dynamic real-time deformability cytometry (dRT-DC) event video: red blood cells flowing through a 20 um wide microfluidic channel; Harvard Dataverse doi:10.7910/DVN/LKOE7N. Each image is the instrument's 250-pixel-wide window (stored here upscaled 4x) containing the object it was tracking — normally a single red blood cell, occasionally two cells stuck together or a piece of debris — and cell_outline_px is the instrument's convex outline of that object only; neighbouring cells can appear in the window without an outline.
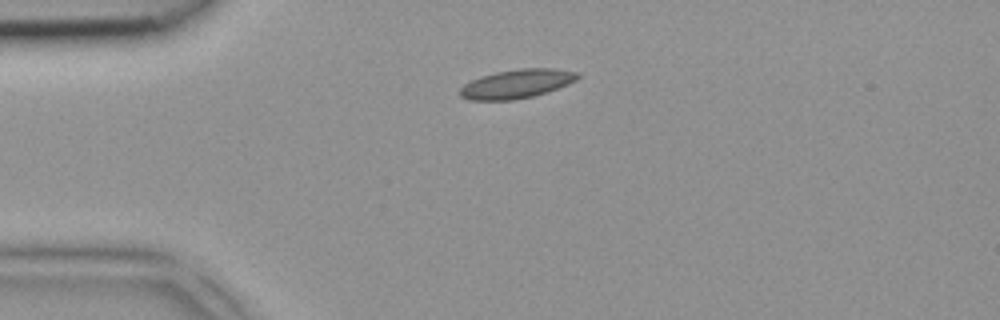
{"species": "common noctule bat (a hibernating species)", "species_latin": "Nyctalus noctula", "temperature_condition": "room temperature", "stored_images_in_passage": 2, "camera_frame_rate_fps": 3000, "um_per_image_px": 0.085, "animal": {"sex": "female", "body_mass_g": 18.4}, "frame": {"image": 1, "passage_image": 1, "time_ms": 0.0, "image_size_px": [1000, 320], "cell_outline_px": [[580, 76], [576, 80], [568, 84], [532, 96], [512, 100], [468, 100], [460, 96], [460, 88], [464, 84], [480, 76], [496, 72], [520, 68], [552, 68], [580, 72]], "centroid_in_image_um": [43.91, 7.11], "position_along_channel_um": 41.1, "area_um2": 19.71}}
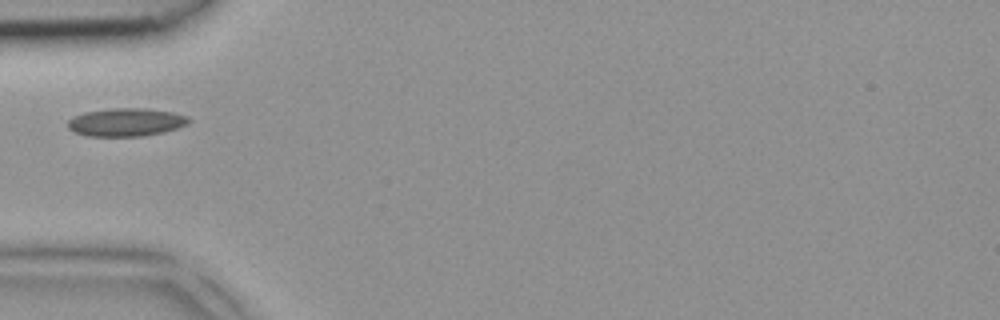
{"frame": {"image": 2, "passage_image": 2, "time_ms": 0.333, "image_size_px": [1000, 320], "cell_outline_px": [[192, 120], [188, 124], [164, 132], [144, 136], [88, 136], [76, 132], [68, 128], [68, 120], [72, 116], [84, 112], [112, 108], [144, 108], [172, 112], [188, 116]], "centroid_in_image_um": [10.72, 10.38], "position_along_channel_um": 74.3, "area_um2": 19.88}}